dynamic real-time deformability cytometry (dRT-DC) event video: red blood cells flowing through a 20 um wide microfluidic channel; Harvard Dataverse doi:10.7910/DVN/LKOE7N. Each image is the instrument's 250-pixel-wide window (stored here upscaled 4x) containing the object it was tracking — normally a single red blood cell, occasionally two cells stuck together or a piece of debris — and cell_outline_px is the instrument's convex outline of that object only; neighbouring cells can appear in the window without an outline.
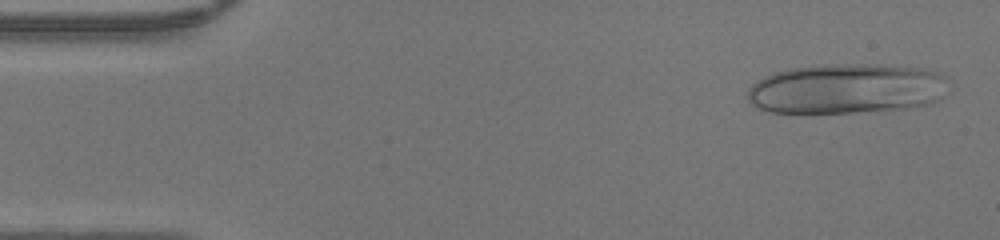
{"species": "human", "species_latin": "Homo sapiens", "temperature_condition": "warm", "stored_images_in_passage": 45, "camera_frame_rate_fps": 3000, "um_per_image_px": 0.085, "donor": {"sex": "male"}, "frame": {"image": 1, "passage_image": 2, "time_ms": 0.333, "image_size_px": [1000, 240], "cell_outline_px": [[944, 76], [940, 100], [932, 104], [916, 108], [852, 112], [768, 112], [752, 104], [748, 100], [748, 88], [752, 84], [764, 76], [772, 72], [788, 68], [820, 64], [880, 64], [916, 68], [940, 72]], "centroid_in_image_um": [71.91, 7.53], "position_along_channel_um": 13.1, "area_um2": 58.72}}
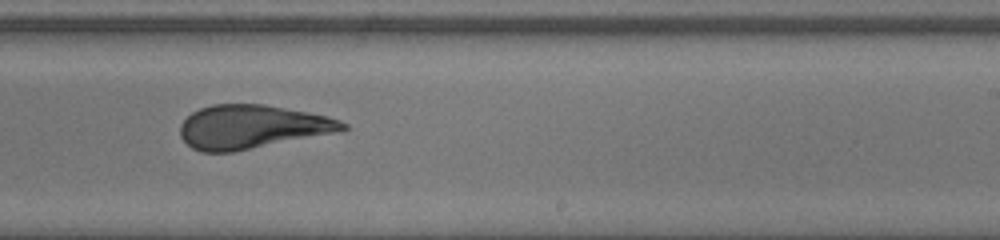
{"frame": {"image": 2, "passage_image": 27, "time_ms": 8.667, "image_size_px": [1000, 240], "cell_outline_px": [[348, 128], [336, 132], [232, 152], [200, 152], [192, 148], [180, 136], [180, 124], [192, 112], [200, 108], [212, 104], [264, 104], [308, 112], [328, 116], [340, 120], [348, 124]], "centroid_in_image_um": [21.39, 10.77], "position_along_channel_um": 267.6, "area_um2": 41.15}}
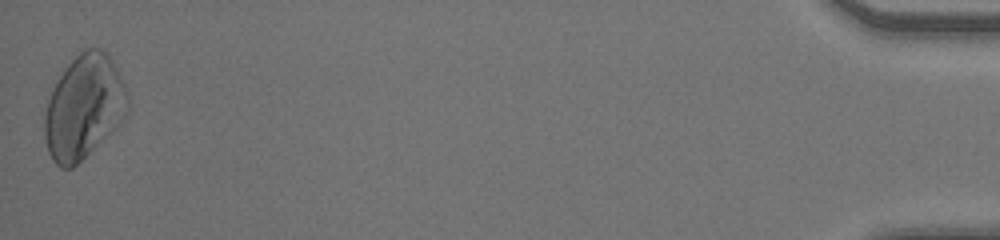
{"frame": {"image": 3, "passage_image": 45, "time_ms": 14.667, "image_size_px": [1000, 240], "cell_outline_px": [[128, 108], [124, 116], [116, 128], [72, 168], [60, 168], [52, 160], [48, 152], [44, 136], [44, 116], [48, 100], [56, 80], [68, 64], [84, 48], [100, 48], [108, 52], [124, 84], [128, 96]], "centroid_in_image_um": [7.12, 9.09], "position_along_channel_um": 428.1, "area_um2": 50.11}}